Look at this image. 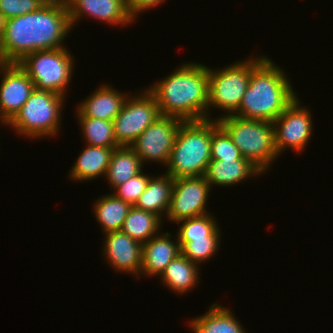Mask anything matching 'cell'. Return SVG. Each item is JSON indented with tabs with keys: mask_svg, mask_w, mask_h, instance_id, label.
Returning <instances> with one entry per match:
<instances>
[{
	"mask_svg": "<svg viewBox=\"0 0 333 333\" xmlns=\"http://www.w3.org/2000/svg\"><path fill=\"white\" fill-rule=\"evenodd\" d=\"M73 29L69 11L40 6L32 13L0 23L1 63H19L26 55L63 48V40Z\"/></svg>",
	"mask_w": 333,
	"mask_h": 333,
	"instance_id": "1",
	"label": "cell"
},
{
	"mask_svg": "<svg viewBox=\"0 0 333 333\" xmlns=\"http://www.w3.org/2000/svg\"><path fill=\"white\" fill-rule=\"evenodd\" d=\"M148 88L163 116L183 121L214 119L208 112L209 67L203 64L187 62Z\"/></svg>",
	"mask_w": 333,
	"mask_h": 333,
	"instance_id": "2",
	"label": "cell"
},
{
	"mask_svg": "<svg viewBox=\"0 0 333 333\" xmlns=\"http://www.w3.org/2000/svg\"><path fill=\"white\" fill-rule=\"evenodd\" d=\"M283 69L267 56L252 70L236 116L274 122L297 96Z\"/></svg>",
	"mask_w": 333,
	"mask_h": 333,
	"instance_id": "3",
	"label": "cell"
},
{
	"mask_svg": "<svg viewBox=\"0 0 333 333\" xmlns=\"http://www.w3.org/2000/svg\"><path fill=\"white\" fill-rule=\"evenodd\" d=\"M212 120L184 121L166 165L174 179L204 176L211 161Z\"/></svg>",
	"mask_w": 333,
	"mask_h": 333,
	"instance_id": "4",
	"label": "cell"
},
{
	"mask_svg": "<svg viewBox=\"0 0 333 333\" xmlns=\"http://www.w3.org/2000/svg\"><path fill=\"white\" fill-rule=\"evenodd\" d=\"M239 148L242 157L250 161L262 173L279 156L275 147L272 122L245 119L236 115L216 118Z\"/></svg>",
	"mask_w": 333,
	"mask_h": 333,
	"instance_id": "5",
	"label": "cell"
},
{
	"mask_svg": "<svg viewBox=\"0 0 333 333\" xmlns=\"http://www.w3.org/2000/svg\"><path fill=\"white\" fill-rule=\"evenodd\" d=\"M64 99L60 94L34 89L7 126L29 139L53 137L60 130Z\"/></svg>",
	"mask_w": 333,
	"mask_h": 333,
	"instance_id": "6",
	"label": "cell"
},
{
	"mask_svg": "<svg viewBox=\"0 0 333 333\" xmlns=\"http://www.w3.org/2000/svg\"><path fill=\"white\" fill-rule=\"evenodd\" d=\"M265 57H249L246 61L235 62L219 70L209 67L208 111L212 106L225 112L222 117L234 115L248 88L252 70Z\"/></svg>",
	"mask_w": 333,
	"mask_h": 333,
	"instance_id": "7",
	"label": "cell"
},
{
	"mask_svg": "<svg viewBox=\"0 0 333 333\" xmlns=\"http://www.w3.org/2000/svg\"><path fill=\"white\" fill-rule=\"evenodd\" d=\"M73 58L70 51L63 47L30 53L18 64L33 81L35 89L66 97L75 66Z\"/></svg>",
	"mask_w": 333,
	"mask_h": 333,
	"instance_id": "8",
	"label": "cell"
},
{
	"mask_svg": "<svg viewBox=\"0 0 333 333\" xmlns=\"http://www.w3.org/2000/svg\"><path fill=\"white\" fill-rule=\"evenodd\" d=\"M128 96L114 118V135L119 146H130L161 115L156 99L148 90Z\"/></svg>",
	"mask_w": 333,
	"mask_h": 333,
	"instance_id": "9",
	"label": "cell"
},
{
	"mask_svg": "<svg viewBox=\"0 0 333 333\" xmlns=\"http://www.w3.org/2000/svg\"><path fill=\"white\" fill-rule=\"evenodd\" d=\"M183 122L177 117L162 115L135 139L130 147L140 157L142 164L152 161L167 165Z\"/></svg>",
	"mask_w": 333,
	"mask_h": 333,
	"instance_id": "10",
	"label": "cell"
},
{
	"mask_svg": "<svg viewBox=\"0 0 333 333\" xmlns=\"http://www.w3.org/2000/svg\"><path fill=\"white\" fill-rule=\"evenodd\" d=\"M300 104L296 96L273 122L275 147L279 156L287 148L301 153L309 143L313 130L311 112Z\"/></svg>",
	"mask_w": 333,
	"mask_h": 333,
	"instance_id": "11",
	"label": "cell"
},
{
	"mask_svg": "<svg viewBox=\"0 0 333 333\" xmlns=\"http://www.w3.org/2000/svg\"><path fill=\"white\" fill-rule=\"evenodd\" d=\"M210 192L204 176L174 179L167 219L175 223L208 214L205 208Z\"/></svg>",
	"mask_w": 333,
	"mask_h": 333,
	"instance_id": "12",
	"label": "cell"
},
{
	"mask_svg": "<svg viewBox=\"0 0 333 333\" xmlns=\"http://www.w3.org/2000/svg\"><path fill=\"white\" fill-rule=\"evenodd\" d=\"M0 122L7 125L35 89L33 81L18 63H0Z\"/></svg>",
	"mask_w": 333,
	"mask_h": 333,
	"instance_id": "13",
	"label": "cell"
},
{
	"mask_svg": "<svg viewBox=\"0 0 333 333\" xmlns=\"http://www.w3.org/2000/svg\"><path fill=\"white\" fill-rule=\"evenodd\" d=\"M105 235L103 252L107 262L116 272H129L139 277L142 267V244L121 230Z\"/></svg>",
	"mask_w": 333,
	"mask_h": 333,
	"instance_id": "14",
	"label": "cell"
},
{
	"mask_svg": "<svg viewBox=\"0 0 333 333\" xmlns=\"http://www.w3.org/2000/svg\"><path fill=\"white\" fill-rule=\"evenodd\" d=\"M68 11L71 27L84 15L116 26L129 25L135 20L126 0H72Z\"/></svg>",
	"mask_w": 333,
	"mask_h": 333,
	"instance_id": "15",
	"label": "cell"
},
{
	"mask_svg": "<svg viewBox=\"0 0 333 333\" xmlns=\"http://www.w3.org/2000/svg\"><path fill=\"white\" fill-rule=\"evenodd\" d=\"M170 233L160 232L149 241L142 244V267L140 275L157 276L166 269L167 265L181 254V247L177 239L171 240Z\"/></svg>",
	"mask_w": 333,
	"mask_h": 333,
	"instance_id": "16",
	"label": "cell"
},
{
	"mask_svg": "<svg viewBox=\"0 0 333 333\" xmlns=\"http://www.w3.org/2000/svg\"><path fill=\"white\" fill-rule=\"evenodd\" d=\"M78 105L77 110L85 117L113 121L120 113L127 94L117 91L110 85L99 86Z\"/></svg>",
	"mask_w": 333,
	"mask_h": 333,
	"instance_id": "17",
	"label": "cell"
},
{
	"mask_svg": "<svg viewBox=\"0 0 333 333\" xmlns=\"http://www.w3.org/2000/svg\"><path fill=\"white\" fill-rule=\"evenodd\" d=\"M263 174L246 158L211 160L205 172V179L212 185L234 186L242 181L251 178L253 175Z\"/></svg>",
	"mask_w": 333,
	"mask_h": 333,
	"instance_id": "18",
	"label": "cell"
},
{
	"mask_svg": "<svg viewBox=\"0 0 333 333\" xmlns=\"http://www.w3.org/2000/svg\"><path fill=\"white\" fill-rule=\"evenodd\" d=\"M85 145L69 173L71 180L81 182L106 176L114 148Z\"/></svg>",
	"mask_w": 333,
	"mask_h": 333,
	"instance_id": "19",
	"label": "cell"
},
{
	"mask_svg": "<svg viewBox=\"0 0 333 333\" xmlns=\"http://www.w3.org/2000/svg\"><path fill=\"white\" fill-rule=\"evenodd\" d=\"M189 326L194 333H245L233 311L217 302L205 314L190 320Z\"/></svg>",
	"mask_w": 333,
	"mask_h": 333,
	"instance_id": "20",
	"label": "cell"
},
{
	"mask_svg": "<svg viewBox=\"0 0 333 333\" xmlns=\"http://www.w3.org/2000/svg\"><path fill=\"white\" fill-rule=\"evenodd\" d=\"M174 178L168 174L154 176L149 179L145 191L140 195L135 207L166 217L169 209ZM165 214V215H164ZM164 215V216H163Z\"/></svg>",
	"mask_w": 333,
	"mask_h": 333,
	"instance_id": "21",
	"label": "cell"
},
{
	"mask_svg": "<svg viewBox=\"0 0 333 333\" xmlns=\"http://www.w3.org/2000/svg\"><path fill=\"white\" fill-rule=\"evenodd\" d=\"M199 267L181 253L167 265L160 275V280L172 292L183 295L194 289L198 283Z\"/></svg>",
	"mask_w": 333,
	"mask_h": 333,
	"instance_id": "22",
	"label": "cell"
},
{
	"mask_svg": "<svg viewBox=\"0 0 333 333\" xmlns=\"http://www.w3.org/2000/svg\"><path fill=\"white\" fill-rule=\"evenodd\" d=\"M142 165L140 157L130 146H119L114 148L105 177L114 189L142 172Z\"/></svg>",
	"mask_w": 333,
	"mask_h": 333,
	"instance_id": "23",
	"label": "cell"
},
{
	"mask_svg": "<svg viewBox=\"0 0 333 333\" xmlns=\"http://www.w3.org/2000/svg\"><path fill=\"white\" fill-rule=\"evenodd\" d=\"M95 202L93 213L103 228V233L120 231L132 206L114 194L100 196Z\"/></svg>",
	"mask_w": 333,
	"mask_h": 333,
	"instance_id": "24",
	"label": "cell"
},
{
	"mask_svg": "<svg viewBox=\"0 0 333 333\" xmlns=\"http://www.w3.org/2000/svg\"><path fill=\"white\" fill-rule=\"evenodd\" d=\"M162 219L151 212L132 206L124 220L121 231L141 244L159 234Z\"/></svg>",
	"mask_w": 333,
	"mask_h": 333,
	"instance_id": "25",
	"label": "cell"
},
{
	"mask_svg": "<svg viewBox=\"0 0 333 333\" xmlns=\"http://www.w3.org/2000/svg\"><path fill=\"white\" fill-rule=\"evenodd\" d=\"M76 112L80 130H82L83 138L86 140L85 144L106 148L119 147L114 135L113 121L85 117L77 109Z\"/></svg>",
	"mask_w": 333,
	"mask_h": 333,
	"instance_id": "26",
	"label": "cell"
},
{
	"mask_svg": "<svg viewBox=\"0 0 333 333\" xmlns=\"http://www.w3.org/2000/svg\"><path fill=\"white\" fill-rule=\"evenodd\" d=\"M221 236H205L199 238H177L181 253L191 262L200 266L219 250Z\"/></svg>",
	"mask_w": 333,
	"mask_h": 333,
	"instance_id": "27",
	"label": "cell"
},
{
	"mask_svg": "<svg viewBox=\"0 0 333 333\" xmlns=\"http://www.w3.org/2000/svg\"><path fill=\"white\" fill-rule=\"evenodd\" d=\"M178 224L177 238H199L205 236H221L217 220L210 213L181 220Z\"/></svg>",
	"mask_w": 333,
	"mask_h": 333,
	"instance_id": "28",
	"label": "cell"
},
{
	"mask_svg": "<svg viewBox=\"0 0 333 333\" xmlns=\"http://www.w3.org/2000/svg\"><path fill=\"white\" fill-rule=\"evenodd\" d=\"M239 148L233 143L228 133L212 120L211 160L240 159Z\"/></svg>",
	"mask_w": 333,
	"mask_h": 333,
	"instance_id": "29",
	"label": "cell"
},
{
	"mask_svg": "<svg viewBox=\"0 0 333 333\" xmlns=\"http://www.w3.org/2000/svg\"><path fill=\"white\" fill-rule=\"evenodd\" d=\"M152 177L143 172H140L137 176L127 180L123 184L116 186L113 193L117 198H120L131 206H134L138 201L140 195L145 191L149 179Z\"/></svg>",
	"mask_w": 333,
	"mask_h": 333,
	"instance_id": "30",
	"label": "cell"
},
{
	"mask_svg": "<svg viewBox=\"0 0 333 333\" xmlns=\"http://www.w3.org/2000/svg\"><path fill=\"white\" fill-rule=\"evenodd\" d=\"M40 6L38 0H0V23L13 17L32 13Z\"/></svg>",
	"mask_w": 333,
	"mask_h": 333,
	"instance_id": "31",
	"label": "cell"
},
{
	"mask_svg": "<svg viewBox=\"0 0 333 333\" xmlns=\"http://www.w3.org/2000/svg\"><path fill=\"white\" fill-rule=\"evenodd\" d=\"M164 1L166 0H126L128 9L134 19L137 18L140 12L159 6Z\"/></svg>",
	"mask_w": 333,
	"mask_h": 333,
	"instance_id": "32",
	"label": "cell"
},
{
	"mask_svg": "<svg viewBox=\"0 0 333 333\" xmlns=\"http://www.w3.org/2000/svg\"><path fill=\"white\" fill-rule=\"evenodd\" d=\"M41 6L57 7L69 10L72 0H38Z\"/></svg>",
	"mask_w": 333,
	"mask_h": 333,
	"instance_id": "33",
	"label": "cell"
}]
</instances>
